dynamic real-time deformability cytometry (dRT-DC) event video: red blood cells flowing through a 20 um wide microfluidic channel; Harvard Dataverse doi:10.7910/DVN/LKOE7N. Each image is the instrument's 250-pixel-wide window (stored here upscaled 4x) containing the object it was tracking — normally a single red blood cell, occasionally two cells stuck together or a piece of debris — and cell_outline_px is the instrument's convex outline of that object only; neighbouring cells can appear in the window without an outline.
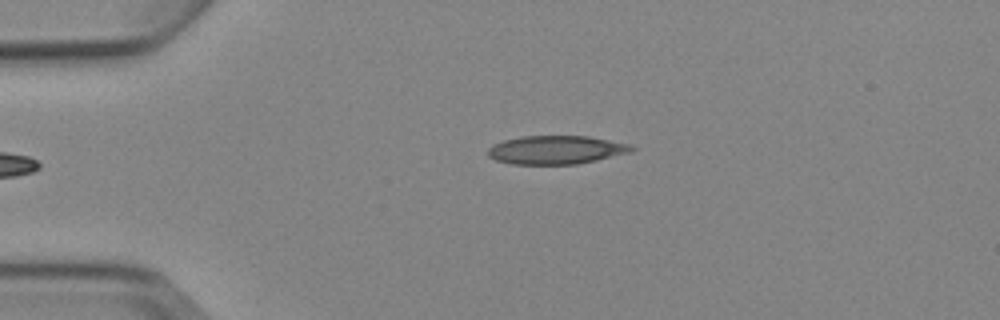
{"species": "Egyptian fruit bat (a non-hibernating species)", "species_latin": "Rousettus aegyptiacus", "temperature_condition": "cold", "stored_images_in_passage": 4, "camera_frame_rate_fps": 3000, "um_per_image_px": 0.085, "animal": {"sex": "female"}, "frame": {"image": 1, "passage_image": 4, "time_ms": 3.667, "image_size_px": [1000, 320], "cell_outline_px": [[636, 148], [632, 152], [596, 160], [576, 164], [512, 164], [496, 160], [488, 156], [488, 148], [492, 144], [504, 140], [520, 136], [588, 136], [632, 144]], "centroid_in_image_um": [47.28, 12.73], "position_along_channel_um": 37.7, "area_um2": 23.99}}